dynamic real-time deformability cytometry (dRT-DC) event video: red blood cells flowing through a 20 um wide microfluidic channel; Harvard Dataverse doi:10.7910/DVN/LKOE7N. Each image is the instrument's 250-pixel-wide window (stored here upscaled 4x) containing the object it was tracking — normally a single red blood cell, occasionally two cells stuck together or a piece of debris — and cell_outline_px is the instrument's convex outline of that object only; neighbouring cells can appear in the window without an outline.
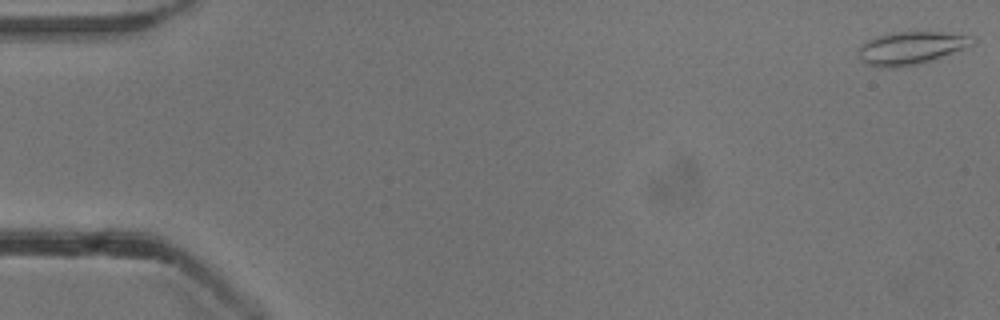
{"species": "common noctule bat (a hibernating species)", "species_latin": "Nyctalus noctula", "temperature_condition": "cold", "stored_images_in_passage": 53, "camera_frame_rate_fps": 3000, "um_per_image_px": 0.085, "animal": {"sex": "male", "body_mass_g": 13.3}, "frame": {"image": 1, "passage_image": 1, "time_ms": 0.0, "image_size_px": [1000, 320], "cell_outline_px": [[972, 44], [964, 48], [932, 60], [916, 64], [896, 68], [880, 68], [864, 64], [860, 56], [860, 44], [868, 40], [892, 32], [940, 32], [972, 36]], "centroid_in_image_um": [77.38, 4.09], "position_along_channel_um": 7.6, "area_um2": 21.44}}
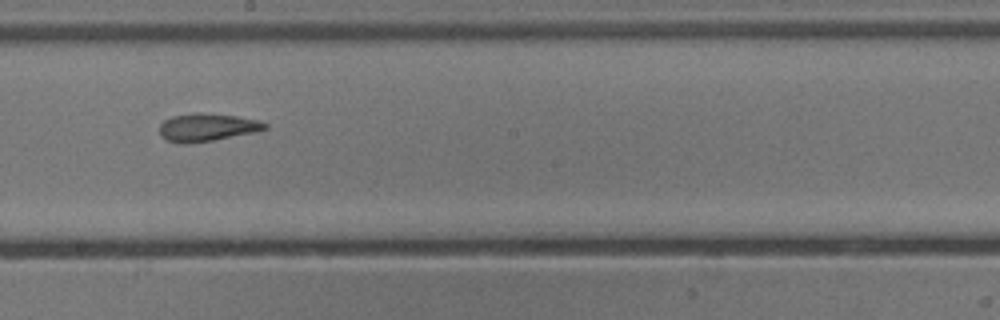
{"frame": {"image": 2, "passage_image": 30, "time_ms": 9.667, "image_size_px": [1000, 320], "cell_outline_px": [[268, 128], [256, 132], [212, 140], [180, 144], [168, 140], [160, 136], [160, 124], [164, 120], [172, 116], [192, 112], [200, 112], [236, 116], [260, 120], [268, 124]], "centroid_in_image_um": [17.61, 10.81], "position_along_channel_um": 230.6, "area_um2": 17.17}}
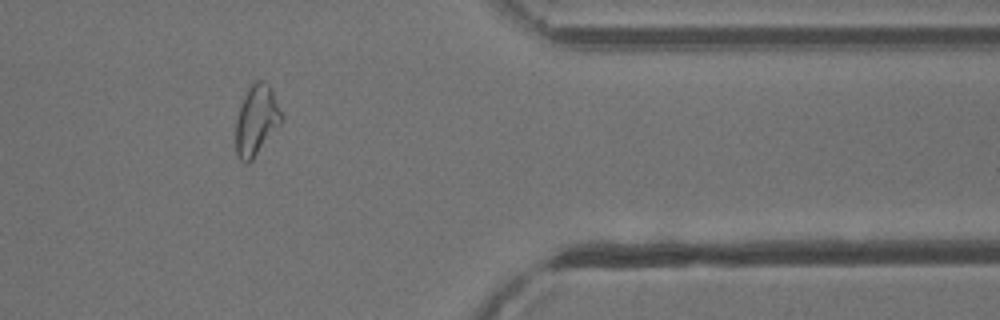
{"frame": {"image": 3, "passage_image": 44, "time_ms": 14.333, "image_size_px": [1000, 320], "cell_outline_px": [[280, 124], [252, 160], [248, 164], [244, 164], [236, 156], [236, 120], [240, 104], [252, 80], [260, 80], [268, 84], [272, 88], [280, 112]], "centroid_in_image_um": [21.75, 10.22], "position_along_channel_um": 389.6, "area_um2": 18.55}, "authors_computed_cell_mechanics": {"area_um2": 18.3226, "velocity_mm_per_s": 3.865, "shape_relaxation_time_tau1_ms": 8.5823, "shape_relaxation_time_tau2_ms": 2.5729, "deformation_change_tau1": 0.2077, "deformation_change_tau2": 0.103}}